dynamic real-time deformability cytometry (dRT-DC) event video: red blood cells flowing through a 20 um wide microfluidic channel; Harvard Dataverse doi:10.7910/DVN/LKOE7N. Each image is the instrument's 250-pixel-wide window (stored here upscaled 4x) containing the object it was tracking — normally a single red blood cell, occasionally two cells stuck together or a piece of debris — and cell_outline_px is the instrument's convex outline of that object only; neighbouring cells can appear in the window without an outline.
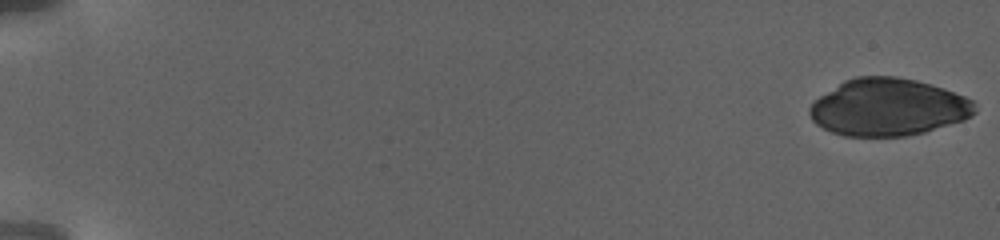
{"species": "human", "species_latin": "Homo sapiens", "temperature_condition": "warm", "stored_images_in_passage": 86, "camera_frame_rate_fps": 3000, "um_per_image_px": 0.085, "donor": {"sex": "female"}, "frame": {"image": 1, "passage_image": 1, "time_ms": 0.0, "image_size_px": [1000, 240], "cell_outline_px": [[976, 112], [972, 116], [964, 120], [924, 132], [904, 136], [844, 136], [832, 132], [816, 124], [812, 120], [808, 112], [808, 108], [820, 96], [844, 80], [856, 76], [896, 76], [916, 80], [944, 88], [964, 96], [972, 100]], "centroid_in_image_um": [75.49, 9.11], "position_along_channel_um": 9.5, "area_um2": 55.03}}
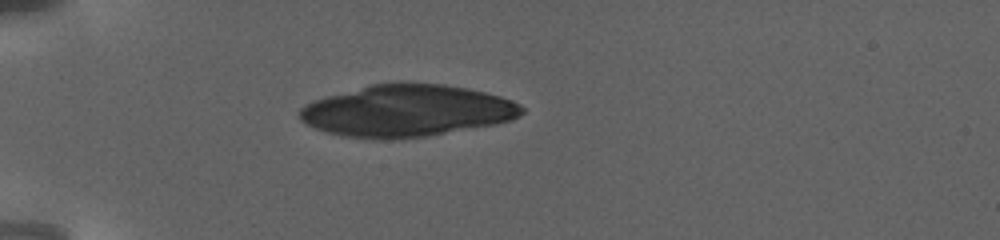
{"frame": {"image": 2, "passage_image": 26, "time_ms": 7.333, "image_size_px": [1000, 240], "cell_outline_px": [[524, 112], [520, 116], [512, 120], [492, 124], [424, 136], [380, 140], [344, 136], [328, 132], [316, 128], [300, 120], [300, 108], [312, 100], [324, 96], [372, 84], [444, 84], [468, 88], [500, 96], [512, 100], [520, 104], [524, 108]], "centroid_in_image_um": [34.57, 9.42], "position_along_channel_um": 50.4, "area_um2": 66.41}}